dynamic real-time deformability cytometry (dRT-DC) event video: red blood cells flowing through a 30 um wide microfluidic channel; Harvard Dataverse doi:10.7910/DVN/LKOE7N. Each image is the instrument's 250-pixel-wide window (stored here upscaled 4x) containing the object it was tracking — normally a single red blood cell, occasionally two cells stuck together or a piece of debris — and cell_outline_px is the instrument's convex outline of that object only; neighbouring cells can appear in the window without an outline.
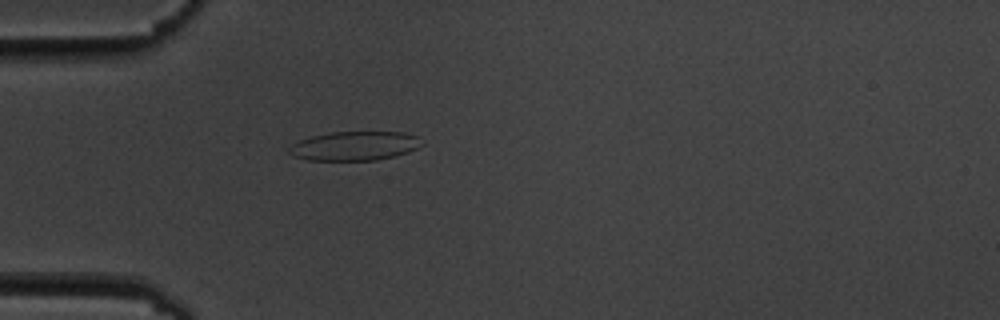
{"species": "common noctule bat (a hibernating species)", "species_latin": "Nyctalus noctula", "temperature_condition": "cold", "stored_images_in_passage": 5, "camera_frame_rate_fps": 3000, "um_per_image_px": 0.085, "animal": {"sex": "male", "body_mass_g": 19.5, "forearm_length_mm": 54.6}, "frame": {"image": 1, "passage_image": 5, "time_ms": 4.333, "image_size_px": [1000, 320], "cell_outline_px": [[424, 144], [408, 152], [396, 156], [376, 160], [308, 160], [296, 156], [288, 152], [288, 148], [292, 144], [300, 140], [312, 136], [332, 132], [404, 132], [416, 136], [424, 140]], "centroid_in_image_um": [30.19, 12.4], "position_along_channel_um": 54.8, "area_um2": 22.48}}